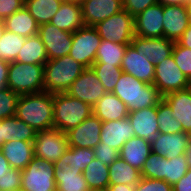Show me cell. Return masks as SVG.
<instances>
[{"instance_id": "ac0fdd59", "label": "cell", "mask_w": 191, "mask_h": 191, "mask_svg": "<svg viewBox=\"0 0 191 191\" xmlns=\"http://www.w3.org/2000/svg\"><path fill=\"white\" fill-rule=\"evenodd\" d=\"M191 143V134L186 132L158 133L151 141V151L172 159L184 154Z\"/></svg>"}, {"instance_id": "d590c367", "label": "cell", "mask_w": 191, "mask_h": 191, "mask_svg": "<svg viewBox=\"0 0 191 191\" xmlns=\"http://www.w3.org/2000/svg\"><path fill=\"white\" fill-rule=\"evenodd\" d=\"M56 191H86L89 187L83 172H64L54 167Z\"/></svg>"}, {"instance_id": "484cf974", "label": "cell", "mask_w": 191, "mask_h": 191, "mask_svg": "<svg viewBox=\"0 0 191 191\" xmlns=\"http://www.w3.org/2000/svg\"><path fill=\"white\" fill-rule=\"evenodd\" d=\"M94 158L93 149L68 147L65 153L54 163V167L64 172H83Z\"/></svg>"}, {"instance_id": "ab89813d", "label": "cell", "mask_w": 191, "mask_h": 191, "mask_svg": "<svg viewBox=\"0 0 191 191\" xmlns=\"http://www.w3.org/2000/svg\"><path fill=\"white\" fill-rule=\"evenodd\" d=\"M19 96L7 87L0 89V120L16 115Z\"/></svg>"}, {"instance_id": "db71d44e", "label": "cell", "mask_w": 191, "mask_h": 191, "mask_svg": "<svg viewBox=\"0 0 191 191\" xmlns=\"http://www.w3.org/2000/svg\"><path fill=\"white\" fill-rule=\"evenodd\" d=\"M185 154L187 157L188 166H189V168H191V143L189 144V147L187 148Z\"/></svg>"}, {"instance_id": "836d02e7", "label": "cell", "mask_w": 191, "mask_h": 191, "mask_svg": "<svg viewBox=\"0 0 191 191\" xmlns=\"http://www.w3.org/2000/svg\"><path fill=\"white\" fill-rule=\"evenodd\" d=\"M89 188L107 190L109 186V166L94 158L83 171Z\"/></svg>"}, {"instance_id": "8992f818", "label": "cell", "mask_w": 191, "mask_h": 191, "mask_svg": "<svg viewBox=\"0 0 191 191\" xmlns=\"http://www.w3.org/2000/svg\"><path fill=\"white\" fill-rule=\"evenodd\" d=\"M188 169L185 153L168 159L151 152L141 170V177L164 180L173 186L187 173Z\"/></svg>"}, {"instance_id": "f907efd6", "label": "cell", "mask_w": 191, "mask_h": 191, "mask_svg": "<svg viewBox=\"0 0 191 191\" xmlns=\"http://www.w3.org/2000/svg\"><path fill=\"white\" fill-rule=\"evenodd\" d=\"M136 185L109 184L106 191H135Z\"/></svg>"}, {"instance_id": "c3c4849f", "label": "cell", "mask_w": 191, "mask_h": 191, "mask_svg": "<svg viewBox=\"0 0 191 191\" xmlns=\"http://www.w3.org/2000/svg\"><path fill=\"white\" fill-rule=\"evenodd\" d=\"M9 62L0 59V89L7 87Z\"/></svg>"}, {"instance_id": "bcb514c9", "label": "cell", "mask_w": 191, "mask_h": 191, "mask_svg": "<svg viewBox=\"0 0 191 191\" xmlns=\"http://www.w3.org/2000/svg\"><path fill=\"white\" fill-rule=\"evenodd\" d=\"M25 0H0V18L5 19L24 6Z\"/></svg>"}, {"instance_id": "f6af8a7d", "label": "cell", "mask_w": 191, "mask_h": 191, "mask_svg": "<svg viewBox=\"0 0 191 191\" xmlns=\"http://www.w3.org/2000/svg\"><path fill=\"white\" fill-rule=\"evenodd\" d=\"M156 3H158L157 0H123V8L126 12L135 17Z\"/></svg>"}, {"instance_id": "9f6ffc18", "label": "cell", "mask_w": 191, "mask_h": 191, "mask_svg": "<svg viewBox=\"0 0 191 191\" xmlns=\"http://www.w3.org/2000/svg\"><path fill=\"white\" fill-rule=\"evenodd\" d=\"M185 7L187 11L189 24H191V2L188 5H185Z\"/></svg>"}, {"instance_id": "8fae6325", "label": "cell", "mask_w": 191, "mask_h": 191, "mask_svg": "<svg viewBox=\"0 0 191 191\" xmlns=\"http://www.w3.org/2000/svg\"><path fill=\"white\" fill-rule=\"evenodd\" d=\"M153 85L162 96H165L167 93L190 87L191 82L176 65L174 57L171 55L155 66Z\"/></svg>"}, {"instance_id": "ba28073f", "label": "cell", "mask_w": 191, "mask_h": 191, "mask_svg": "<svg viewBox=\"0 0 191 191\" xmlns=\"http://www.w3.org/2000/svg\"><path fill=\"white\" fill-rule=\"evenodd\" d=\"M21 172L24 191H56L53 162L34 157Z\"/></svg>"}, {"instance_id": "7c38bea8", "label": "cell", "mask_w": 191, "mask_h": 191, "mask_svg": "<svg viewBox=\"0 0 191 191\" xmlns=\"http://www.w3.org/2000/svg\"><path fill=\"white\" fill-rule=\"evenodd\" d=\"M66 93L93 107L107 92L90 67L84 69Z\"/></svg>"}, {"instance_id": "b9f144b4", "label": "cell", "mask_w": 191, "mask_h": 191, "mask_svg": "<svg viewBox=\"0 0 191 191\" xmlns=\"http://www.w3.org/2000/svg\"><path fill=\"white\" fill-rule=\"evenodd\" d=\"M22 172L11 168L0 178V191H15L21 189Z\"/></svg>"}, {"instance_id": "60d3db41", "label": "cell", "mask_w": 191, "mask_h": 191, "mask_svg": "<svg viewBox=\"0 0 191 191\" xmlns=\"http://www.w3.org/2000/svg\"><path fill=\"white\" fill-rule=\"evenodd\" d=\"M172 56L176 65L191 82V49L181 46L177 41L174 42Z\"/></svg>"}, {"instance_id": "7402d4cb", "label": "cell", "mask_w": 191, "mask_h": 191, "mask_svg": "<svg viewBox=\"0 0 191 191\" xmlns=\"http://www.w3.org/2000/svg\"><path fill=\"white\" fill-rule=\"evenodd\" d=\"M163 32L166 39L178 41L190 25L186 7L183 5L163 6Z\"/></svg>"}, {"instance_id": "7a4b0ae2", "label": "cell", "mask_w": 191, "mask_h": 191, "mask_svg": "<svg viewBox=\"0 0 191 191\" xmlns=\"http://www.w3.org/2000/svg\"><path fill=\"white\" fill-rule=\"evenodd\" d=\"M112 93L127 106L129 112L157 106L163 98L153 84L124 72L121 73Z\"/></svg>"}, {"instance_id": "680465c9", "label": "cell", "mask_w": 191, "mask_h": 191, "mask_svg": "<svg viewBox=\"0 0 191 191\" xmlns=\"http://www.w3.org/2000/svg\"><path fill=\"white\" fill-rule=\"evenodd\" d=\"M86 191H105V190L96 189V188H88Z\"/></svg>"}, {"instance_id": "7bdbcfd3", "label": "cell", "mask_w": 191, "mask_h": 191, "mask_svg": "<svg viewBox=\"0 0 191 191\" xmlns=\"http://www.w3.org/2000/svg\"><path fill=\"white\" fill-rule=\"evenodd\" d=\"M135 191H173L172 185L164 180L142 177L136 184Z\"/></svg>"}, {"instance_id": "5bb4252c", "label": "cell", "mask_w": 191, "mask_h": 191, "mask_svg": "<svg viewBox=\"0 0 191 191\" xmlns=\"http://www.w3.org/2000/svg\"><path fill=\"white\" fill-rule=\"evenodd\" d=\"M101 127L102 121L92 113L77 127L66 132L68 147L94 149L100 142Z\"/></svg>"}, {"instance_id": "277c9868", "label": "cell", "mask_w": 191, "mask_h": 191, "mask_svg": "<svg viewBox=\"0 0 191 191\" xmlns=\"http://www.w3.org/2000/svg\"><path fill=\"white\" fill-rule=\"evenodd\" d=\"M54 128L66 133L88 118L93 109L85 102L67 93L53 94Z\"/></svg>"}, {"instance_id": "1f68e13d", "label": "cell", "mask_w": 191, "mask_h": 191, "mask_svg": "<svg viewBox=\"0 0 191 191\" xmlns=\"http://www.w3.org/2000/svg\"><path fill=\"white\" fill-rule=\"evenodd\" d=\"M141 178V171L130 166L120 157L109 165L110 184L136 185Z\"/></svg>"}, {"instance_id": "f35d334b", "label": "cell", "mask_w": 191, "mask_h": 191, "mask_svg": "<svg viewBox=\"0 0 191 191\" xmlns=\"http://www.w3.org/2000/svg\"><path fill=\"white\" fill-rule=\"evenodd\" d=\"M91 68L104 86L107 93H112L122 73L121 67L93 63Z\"/></svg>"}, {"instance_id": "74e56055", "label": "cell", "mask_w": 191, "mask_h": 191, "mask_svg": "<svg viewBox=\"0 0 191 191\" xmlns=\"http://www.w3.org/2000/svg\"><path fill=\"white\" fill-rule=\"evenodd\" d=\"M170 106L162 99L157 104V121L159 124V133L173 134L182 132L183 127L179 120H176L172 115Z\"/></svg>"}, {"instance_id": "4316f807", "label": "cell", "mask_w": 191, "mask_h": 191, "mask_svg": "<svg viewBox=\"0 0 191 191\" xmlns=\"http://www.w3.org/2000/svg\"><path fill=\"white\" fill-rule=\"evenodd\" d=\"M151 152V142L135 136L123 144L119 157L141 171Z\"/></svg>"}, {"instance_id": "30bf717a", "label": "cell", "mask_w": 191, "mask_h": 191, "mask_svg": "<svg viewBox=\"0 0 191 191\" xmlns=\"http://www.w3.org/2000/svg\"><path fill=\"white\" fill-rule=\"evenodd\" d=\"M34 157L55 163L68 149L67 134L51 128L36 132Z\"/></svg>"}, {"instance_id": "83f0119b", "label": "cell", "mask_w": 191, "mask_h": 191, "mask_svg": "<svg viewBox=\"0 0 191 191\" xmlns=\"http://www.w3.org/2000/svg\"><path fill=\"white\" fill-rule=\"evenodd\" d=\"M92 109L102 122L122 120L129 115L127 106L113 93H106Z\"/></svg>"}, {"instance_id": "44dd1931", "label": "cell", "mask_w": 191, "mask_h": 191, "mask_svg": "<svg viewBox=\"0 0 191 191\" xmlns=\"http://www.w3.org/2000/svg\"><path fill=\"white\" fill-rule=\"evenodd\" d=\"M128 119L134 128L136 137H141L151 142L159 133L157 106L131 111Z\"/></svg>"}, {"instance_id": "3957f363", "label": "cell", "mask_w": 191, "mask_h": 191, "mask_svg": "<svg viewBox=\"0 0 191 191\" xmlns=\"http://www.w3.org/2000/svg\"><path fill=\"white\" fill-rule=\"evenodd\" d=\"M84 69L70 55L48 60L44 65V92L66 93Z\"/></svg>"}, {"instance_id": "7dc6e473", "label": "cell", "mask_w": 191, "mask_h": 191, "mask_svg": "<svg viewBox=\"0 0 191 191\" xmlns=\"http://www.w3.org/2000/svg\"><path fill=\"white\" fill-rule=\"evenodd\" d=\"M173 191H191V168L187 173L172 186Z\"/></svg>"}, {"instance_id": "9a60e30c", "label": "cell", "mask_w": 191, "mask_h": 191, "mask_svg": "<svg viewBox=\"0 0 191 191\" xmlns=\"http://www.w3.org/2000/svg\"><path fill=\"white\" fill-rule=\"evenodd\" d=\"M122 72L132 75L134 78L153 84L155 65L148 61L142 52H138L130 44L127 46L121 64Z\"/></svg>"}, {"instance_id": "f5cc1de1", "label": "cell", "mask_w": 191, "mask_h": 191, "mask_svg": "<svg viewBox=\"0 0 191 191\" xmlns=\"http://www.w3.org/2000/svg\"><path fill=\"white\" fill-rule=\"evenodd\" d=\"M158 3L162 4L163 6L166 5H188L191 0H157Z\"/></svg>"}, {"instance_id": "d6986e66", "label": "cell", "mask_w": 191, "mask_h": 191, "mask_svg": "<svg viewBox=\"0 0 191 191\" xmlns=\"http://www.w3.org/2000/svg\"><path fill=\"white\" fill-rule=\"evenodd\" d=\"M131 45L156 66L172 55L174 41L165 37L142 38L135 35Z\"/></svg>"}, {"instance_id": "91938a15", "label": "cell", "mask_w": 191, "mask_h": 191, "mask_svg": "<svg viewBox=\"0 0 191 191\" xmlns=\"http://www.w3.org/2000/svg\"><path fill=\"white\" fill-rule=\"evenodd\" d=\"M69 1L81 3V2H83L84 0H69Z\"/></svg>"}, {"instance_id": "2e32d148", "label": "cell", "mask_w": 191, "mask_h": 191, "mask_svg": "<svg viewBox=\"0 0 191 191\" xmlns=\"http://www.w3.org/2000/svg\"><path fill=\"white\" fill-rule=\"evenodd\" d=\"M163 5L156 3L134 17L135 35L142 38L164 37Z\"/></svg>"}, {"instance_id": "11a10c76", "label": "cell", "mask_w": 191, "mask_h": 191, "mask_svg": "<svg viewBox=\"0 0 191 191\" xmlns=\"http://www.w3.org/2000/svg\"><path fill=\"white\" fill-rule=\"evenodd\" d=\"M5 31L6 29H5L4 19L0 18V39L3 36Z\"/></svg>"}, {"instance_id": "52a82bcc", "label": "cell", "mask_w": 191, "mask_h": 191, "mask_svg": "<svg viewBox=\"0 0 191 191\" xmlns=\"http://www.w3.org/2000/svg\"><path fill=\"white\" fill-rule=\"evenodd\" d=\"M134 17L122 10L93 26L102 40L130 45L135 37Z\"/></svg>"}, {"instance_id": "6f0895ef", "label": "cell", "mask_w": 191, "mask_h": 191, "mask_svg": "<svg viewBox=\"0 0 191 191\" xmlns=\"http://www.w3.org/2000/svg\"><path fill=\"white\" fill-rule=\"evenodd\" d=\"M4 144V138H2V120H0V148Z\"/></svg>"}, {"instance_id": "4fadbf2b", "label": "cell", "mask_w": 191, "mask_h": 191, "mask_svg": "<svg viewBox=\"0 0 191 191\" xmlns=\"http://www.w3.org/2000/svg\"><path fill=\"white\" fill-rule=\"evenodd\" d=\"M37 35L45 45L48 60L69 55L73 33L63 31L51 23H45L39 26Z\"/></svg>"}, {"instance_id": "681fc988", "label": "cell", "mask_w": 191, "mask_h": 191, "mask_svg": "<svg viewBox=\"0 0 191 191\" xmlns=\"http://www.w3.org/2000/svg\"><path fill=\"white\" fill-rule=\"evenodd\" d=\"M181 46L191 49V24L183 32L182 36L177 41Z\"/></svg>"}, {"instance_id": "e0dca14e", "label": "cell", "mask_w": 191, "mask_h": 191, "mask_svg": "<svg viewBox=\"0 0 191 191\" xmlns=\"http://www.w3.org/2000/svg\"><path fill=\"white\" fill-rule=\"evenodd\" d=\"M80 5L84 26H95L124 10L123 0H84Z\"/></svg>"}, {"instance_id": "6da1fadb", "label": "cell", "mask_w": 191, "mask_h": 191, "mask_svg": "<svg viewBox=\"0 0 191 191\" xmlns=\"http://www.w3.org/2000/svg\"><path fill=\"white\" fill-rule=\"evenodd\" d=\"M53 94L41 92L19 96L16 117L36 131L54 128Z\"/></svg>"}, {"instance_id": "4dcf8cb0", "label": "cell", "mask_w": 191, "mask_h": 191, "mask_svg": "<svg viewBox=\"0 0 191 191\" xmlns=\"http://www.w3.org/2000/svg\"><path fill=\"white\" fill-rule=\"evenodd\" d=\"M17 62L45 65L48 61L45 45L38 35L26 37L24 46L18 53Z\"/></svg>"}, {"instance_id": "d4e9b609", "label": "cell", "mask_w": 191, "mask_h": 191, "mask_svg": "<svg viewBox=\"0 0 191 191\" xmlns=\"http://www.w3.org/2000/svg\"><path fill=\"white\" fill-rule=\"evenodd\" d=\"M9 165L14 169L24 170L34 158V144L22 140H12L0 148Z\"/></svg>"}, {"instance_id": "cb8c5ba5", "label": "cell", "mask_w": 191, "mask_h": 191, "mask_svg": "<svg viewBox=\"0 0 191 191\" xmlns=\"http://www.w3.org/2000/svg\"><path fill=\"white\" fill-rule=\"evenodd\" d=\"M50 23L63 31L71 33L82 28L84 24L80 3L64 0Z\"/></svg>"}, {"instance_id": "e575fe53", "label": "cell", "mask_w": 191, "mask_h": 191, "mask_svg": "<svg viewBox=\"0 0 191 191\" xmlns=\"http://www.w3.org/2000/svg\"><path fill=\"white\" fill-rule=\"evenodd\" d=\"M127 46L110 40H102L94 63H105V65L121 67Z\"/></svg>"}, {"instance_id": "8d00e7d4", "label": "cell", "mask_w": 191, "mask_h": 191, "mask_svg": "<svg viewBox=\"0 0 191 191\" xmlns=\"http://www.w3.org/2000/svg\"><path fill=\"white\" fill-rule=\"evenodd\" d=\"M25 41L26 37L6 30L0 39V59L9 63L16 61Z\"/></svg>"}, {"instance_id": "816d5d0a", "label": "cell", "mask_w": 191, "mask_h": 191, "mask_svg": "<svg viewBox=\"0 0 191 191\" xmlns=\"http://www.w3.org/2000/svg\"><path fill=\"white\" fill-rule=\"evenodd\" d=\"M11 168L12 167L9 165L8 160L4 157L2 151L0 150V178Z\"/></svg>"}, {"instance_id": "603a6c76", "label": "cell", "mask_w": 191, "mask_h": 191, "mask_svg": "<svg viewBox=\"0 0 191 191\" xmlns=\"http://www.w3.org/2000/svg\"><path fill=\"white\" fill-rule=\"evenodd\" d=\"M162 99L170 106L174 118L181 122L183 132L191 134V86L167 93Z\"/></svg>"}, {"instance_id": "9c48e42d", "label": "cell", "mask_w": 191, "mask_h": 191, "mask_svg": "<svg viewBox=\"0 0 191 191\" xmlns=\"http://www.w3.org/2000/svg\"><path fill=\"white\" fill-rule=\"evenodd\" d=\"M101 41L93 26H83L72 35V48L69 55L85 68H90L95 62Z\"/></svg>"}, {"instance_id": "5b68a950", "label": "cell", "mask_w": 191, "mask_h": 191, "mask_svg": "<svg viewBox=\"0 0 191 191\" xmlns=\"http://www.w3.org/2000/svg\"><path fill=\"white\" fill-rule=\"evenodd\" d=\"M7 88L19 95L44 92V65L10 62Z\"/></svg>"}, {"instance_id": "ee69618b", "label": "cell", "mask_w": 191, "mask_h": 191, "mask_svg": "<svg viewBox=\"0 0 191 191\" xmlns=\"http://www.w3.org/2000/svg\"><path fill=\"white\" fill-rule=\"evenodd\" d=\"M93 151L95 158L99 159L108 166L119 158V150L114 147H109L102 142H99Z\"/></svg>"}, {"instance_id": "f546056e", "label": "cell", "mask_w": 191, "mask_h": 191, "mask_svg": "<svg viewBox=\"0 0 191 191\" xmlns=\"http://www.w3.org/2000/svg\"><path fill=\"white\" fill-rule=\"evenodd\" d=\"M36 130L26 124L23 120L16 116L2 119V138L4 143L12 140H22L34 142L36 138Z\"/></svg>"}, {"instance_id": "f1b7e54d", "label": "cell", "mask_w": 191, "mask_h": 191, "mask_svg": "<svg viewBox=\"0 0 191 191\" xmlns=\"http://www.w3.org/2000/svg\"><path fill=\"white\" fill-rule=\"evenodd\" d=\"M5 29L17 35L30 37L38 33L39 24L25 6L4 19Z\"/></svg>"}, {"instance_id": "ffe728a7", "label": "cell", "mask_w": 191, "mask_h": 191, "mask_svg": "<svg viewBox=\"0 0 191 191\" xmlns=\"http://www.w3.org/2000/svg\"><path fill=\"white\" fill-rule=\"evenodd\" d=\"M135 137V131L128 117L122 120L102 122L100 142L121 150L124 143Z\"/></svg>"}, {"instance_id": "d6a6232c", "label": "cell", "mask_w": 191, "mask_h": 191, "mask_svg": "<svg viewBox=\"0 0 191 191\" xmlns=\"http://www.w3.org/2000/svg\"><path fill=\"white\" fill-rule=\"evenodd\" d=\"M63 0H25L24 6L40 25L50 23Z\"/></svg>"}]
</instances>
